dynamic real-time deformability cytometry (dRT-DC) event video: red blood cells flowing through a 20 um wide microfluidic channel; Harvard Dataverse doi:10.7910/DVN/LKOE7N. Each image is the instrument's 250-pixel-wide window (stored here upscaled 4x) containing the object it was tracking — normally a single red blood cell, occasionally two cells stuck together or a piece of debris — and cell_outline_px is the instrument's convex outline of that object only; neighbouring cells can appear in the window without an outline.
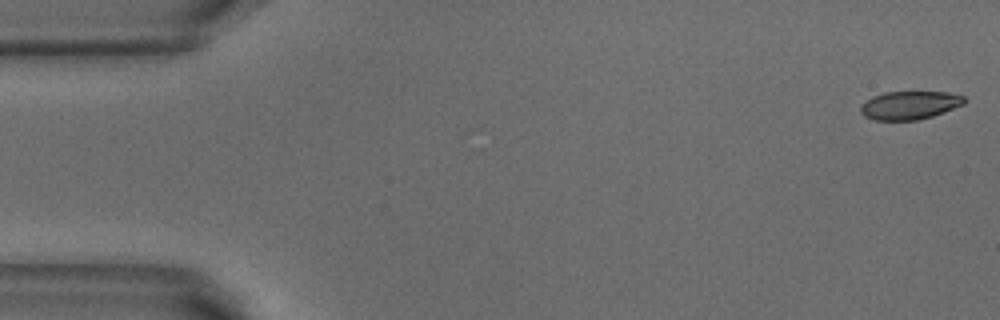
{"species": "common noctule bat (a hibernating species)", "species_latin": "Nyctalus noctula", "temperature_condition": "warm", "stored_images_in_passage": 7, "camera_frame_rate_fps": 3000, "um_per_image_px": 0.085, "animal": {"sex": "male", "body_mass_g": 18.8}, "frame": {"image": 1, "passage_image": 1, "time_ms": 0.0, "image_size_px": [1000, 320], "cell_outline_px": [[964, 104], [932, 116], [916, 120], [872, 120], [864, 116], [860, 112], [860, 108], [872, 96], [884, 92], [948, 92], [964, 96]], "centroid_in_image_um": [77.3, 8.94], "position_along_channel_um": 7.7, "area_um2": 16.94}}